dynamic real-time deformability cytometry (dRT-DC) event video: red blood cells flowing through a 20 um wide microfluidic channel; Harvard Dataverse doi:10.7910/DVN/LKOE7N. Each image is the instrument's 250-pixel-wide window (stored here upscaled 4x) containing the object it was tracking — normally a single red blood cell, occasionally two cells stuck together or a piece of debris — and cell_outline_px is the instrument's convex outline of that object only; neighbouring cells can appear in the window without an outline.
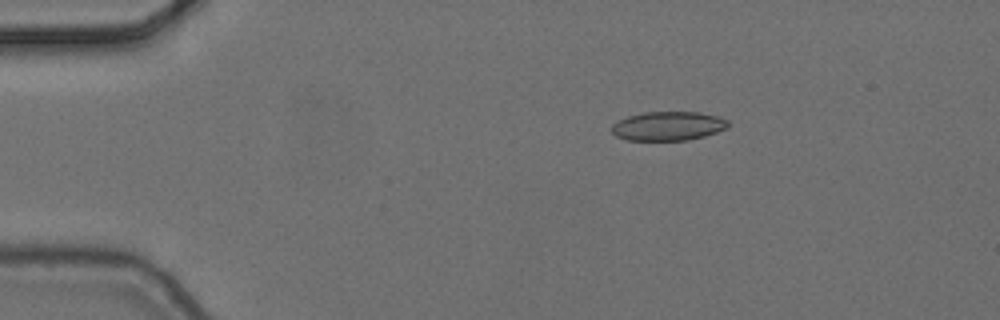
{"species": "common noctule bat (a hibernating species)", "species_latin": "Nyctalus noctula", "temperature_condition": "cold", "stored_images_in_passage": 4, "camera_frame_rate_fps": 3000, "um_per_image_px": 0.085, "animal": {"sex": "female", "body_mass_g": 24.6, "forearm_length_mm": 56.2}, "frame": {"image": 1, "passage_image": 3, "time_ms": 0.667, "image_size_px": [1000, 320], "cell_outline_px": [[728, 128], [704, 136], [688, 140], [628, 140], [616, 136], [612, 132], [612, 124], [628, 116], [644, 112], [700, 112], [720, 116], [728, 120]], "centroid_in_image_um": [56.82, 10.71], "position_along_channel_um": 28.2, "area_um2": 19.71}}